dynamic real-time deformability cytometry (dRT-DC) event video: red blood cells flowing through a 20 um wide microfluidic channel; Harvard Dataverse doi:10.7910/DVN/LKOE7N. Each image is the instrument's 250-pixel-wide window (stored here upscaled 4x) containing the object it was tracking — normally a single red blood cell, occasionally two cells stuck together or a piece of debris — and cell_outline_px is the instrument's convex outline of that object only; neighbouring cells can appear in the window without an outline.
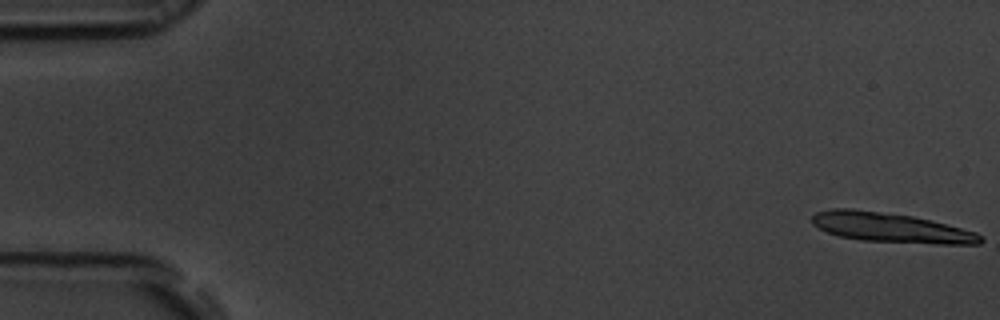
{"species": "common noctule bat (a hibernating species)", "species_latin": "Nyctalus noctula", "temperature_condition": "room temperature", "stored_images_in_passage": 15, "camera_frame_rate_fps": 3000, "um_per_image_px": 0.085, "animal": {"sex": "male", "body_mass_g": 19.5, "forearm_length_mm": 54.6}, "frame": {"image": 1, "passage_image": 1, "time_ms": 0.0, "image_size_px": [1000, 320], "cell_outline_px": [[984, 240], [980, 244], [940, 244], [860, 240], [840, 236], [828, 232], [812, 224], [812, 216], [816, 212], [832, 208], [852, 208], [912, 216], [976, 232], [984, 236]], "centroid_in_image_um": [75.72, 19.35], "position_along_channel_um": 9.3, "area_um2": 28.9}}